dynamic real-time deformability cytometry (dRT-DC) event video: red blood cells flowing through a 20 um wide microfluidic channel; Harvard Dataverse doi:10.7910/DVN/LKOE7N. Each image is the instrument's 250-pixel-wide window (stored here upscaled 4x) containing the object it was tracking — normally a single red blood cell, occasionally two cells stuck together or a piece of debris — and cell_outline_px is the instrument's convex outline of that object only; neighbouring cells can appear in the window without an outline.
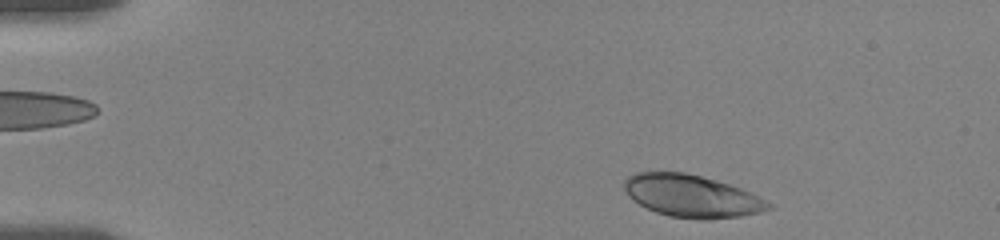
{"species": "human", "species_latin": "Homo sapiens", "temperature_condition": "room temperature", "stored_images_in_passage": 2, "camera_frame_rate_fps": 3000, "um_per_image_px": 0.085, "donor": {"sex": "female"}, "frame": {"image": 1, "passage_image": 2, "time_ms": 1.333, "image_size_px": [1000, 240], "cell_outline_px": [[776, 208], [760, 212], [740, 216], [708, 220], [700, 220], [668, 216], [656, 212], [632, 200], [628, 196], [624, 188], [624, 180], [628, 176], [636, 172], [684, 172], [700, 176], [728, 184], [740, 188], [776, 204]], "centroid_in_image_um": [58.83, 16.68], "position_along_channel_um": 26.2, "area_um2": 35.78}}